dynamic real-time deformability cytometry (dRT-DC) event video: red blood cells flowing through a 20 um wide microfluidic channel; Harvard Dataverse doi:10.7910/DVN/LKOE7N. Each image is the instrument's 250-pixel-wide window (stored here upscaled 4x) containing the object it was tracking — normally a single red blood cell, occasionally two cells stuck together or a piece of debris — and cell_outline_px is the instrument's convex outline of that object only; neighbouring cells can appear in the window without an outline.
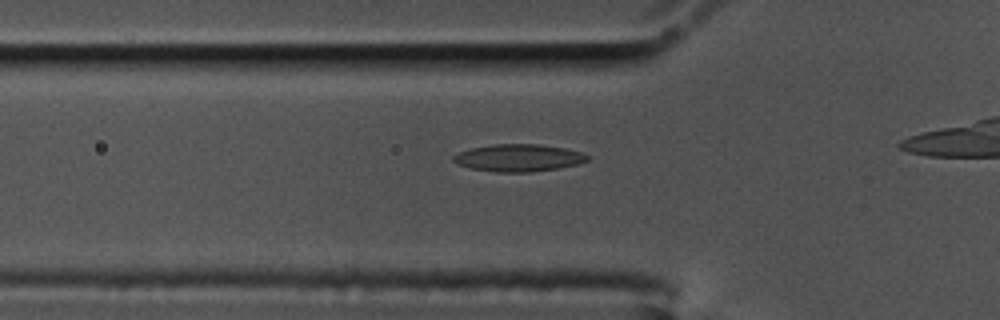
{"species": "common noctule bat (a hibernating species)", "species_latin": "Nyctalus noctula", "temperature_condition": "cold", "stored_images_in_passage": 16, "camera_frame_rate_fps": 3000, "um_per_image_px": 0.085, "animal": {"sex": "male", "body_mass_g": 17.5, "forearm_length_mm": 52.3}, "frame": {"image": 1, "passage_image": 10, "time_ms": 3.0, "image_size_px": [1000, 320], "cell_outline_px": [[592, 156], [588, 160], [580, 164], [556, 168], [528, 172], [496, 172], [472, 168], [456, 164], [452, 160], [452, 156], [460, 152], [472, 148], [496, 144], [540, 144], [564, 148], [580, 152]], "centroid_in_image_um": [44.1, 13.41], "position_along_channel_um": 81.7, "area_um2": 21.21}}
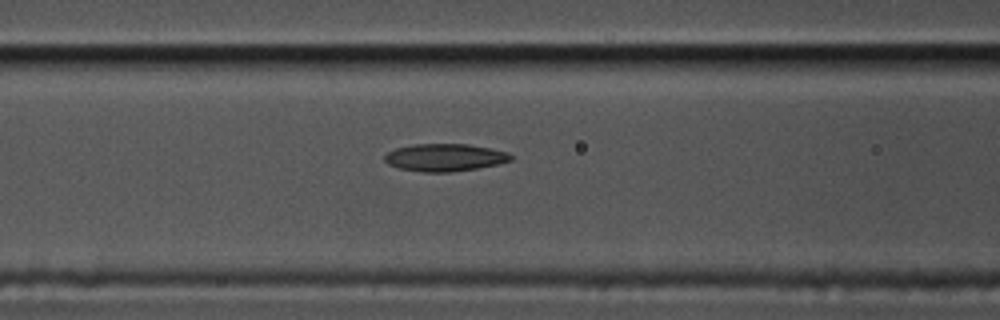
{"frame": {"image": 2, "passage_image": 14, "time_ms": 4.333, "image_size_px": [1000, 320], "cell_outline_px": [[512, 160], [500, 164], [452, 172], [420, 172], [400, 168], [388, 164], [384, 160], [384, 156], [388, 152], [396, 148], [412, 144], [468, 144], [492, 148], [508, 152], [512, 156]], "centroid_in_image_um": [37.83, 13.38], "position_along_channel_um": 128.8, "area_um2": 20.35}}